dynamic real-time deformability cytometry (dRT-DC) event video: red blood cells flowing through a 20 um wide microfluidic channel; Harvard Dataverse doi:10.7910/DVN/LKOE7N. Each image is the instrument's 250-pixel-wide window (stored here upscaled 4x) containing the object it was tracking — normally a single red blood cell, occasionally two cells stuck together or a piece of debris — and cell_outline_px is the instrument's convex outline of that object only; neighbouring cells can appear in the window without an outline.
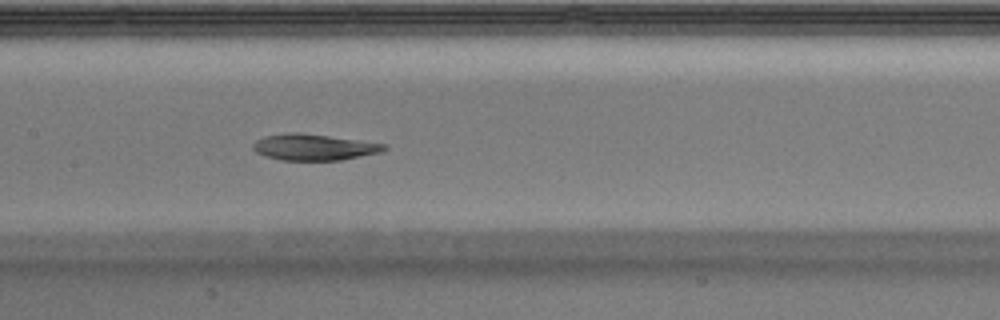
{"species": "Egyptian fruit bat (a non-hibernating species)", "species_latin": "Rousettus aegyptiacus", "temperature_condition": "warm", "stored_images_in_passage": 37, "camera_frame_rate_fps": 3000, "um_per_image_px": 0.085, "animal": {"sex": "male"}, "frame": {"image": 1, "passage_image": 16, "time_ms": 5.0, "image_size_px": [1000, 320], "cell_outline_px": [[388, 148], [380, 152], [340, 160], [280, 160], [264, 156], [256, 152], [252, 148], [252, 144], [256, 140], [264, 136], [288, 132], [296, 132], [328, 136], [388, 144]], "centroid_in_image_um": [26.65, 12.51], "position_along_channel_um": 180.8, "area_um2": 20.0}}